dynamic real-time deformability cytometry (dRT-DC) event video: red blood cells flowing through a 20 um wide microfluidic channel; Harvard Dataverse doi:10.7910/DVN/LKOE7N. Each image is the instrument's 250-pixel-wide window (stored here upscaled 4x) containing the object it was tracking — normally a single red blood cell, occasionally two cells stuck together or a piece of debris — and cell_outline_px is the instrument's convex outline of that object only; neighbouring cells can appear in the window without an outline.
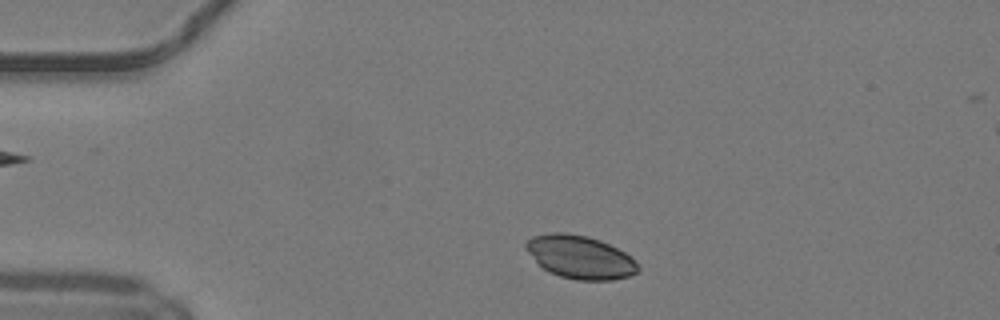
{"species": "common noctule bat (a hibernating species)", "species_latin": "Nyctalus noctula", "temperature_condition": "warm", "stored_images_in_passage": 41, "camera_frame_rate_fps": 3000, "um_per_image_px": 0.085, "animal": {"sex": "male", "body_mass_g": 19.2, "forearm_length_mm": 51.8}, "frame": {"image": 1, "passage_image": 2, "time_ms": 0.333, "image_size_px": [1000, 320], "cell_outline_px": [[640, 272], [628, 276], [612, 280], [576, 280], [560, 276], [548, 272], [524, 248], [524, 244], [532, 236], [548, 232], [564, 232], [588, 236], [600, 240], [632, 256], [636, 260], [640, 268]], "centroid_in_image_um": [49.33, 21.85], "position_along_channel_um": 35.7, "area_um2": 28.32}}
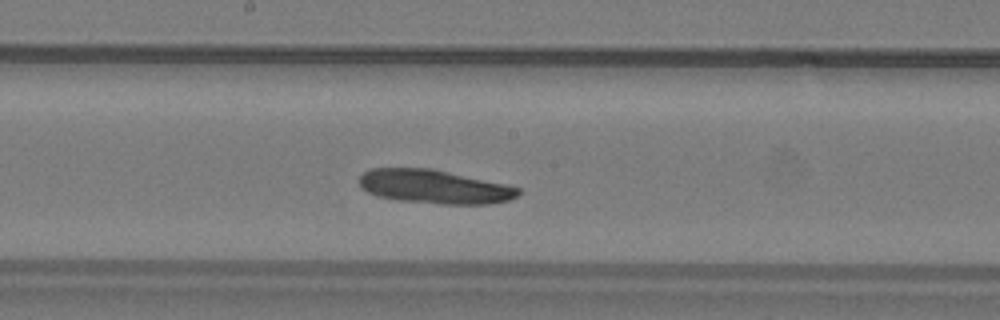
{"frame": {"image": 2, "passage_image": 18, "time_ms": 5.667, "image_size_px": [1000, 320], "cell_outline_px": [[520, 192], [516, 196], [508, 200], [488, 204], [440, 204], [396, 200], [380, 196], [368, 192], [360, 188], [360, 176], [364, 172], [372, 168], [432, 168], [504, 184], [520, 188]], "centroid_in_image_um": [36.89, 15.87], "position_along_channel_um": 211.3, "area_um2": 31.15}}
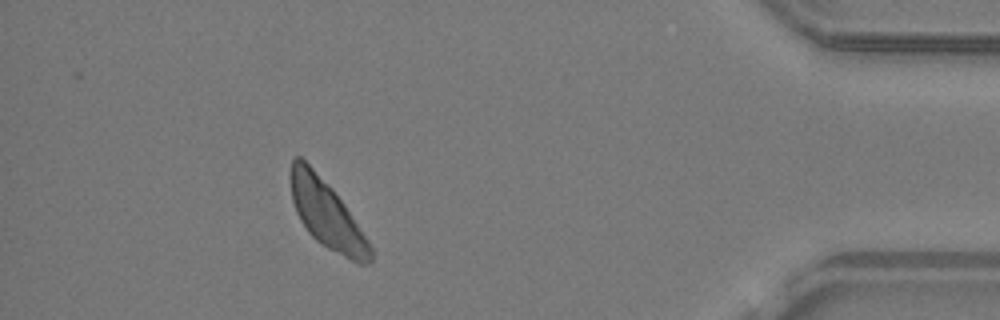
{"frame": {"image": 3, "passage_image": 36, "time_ms": 11.667, "image_size_px": [1000, 320], "cell_outline_px": [[372, 264], [360, 264], [328, 248], [316, 240], [308, 232], [300, 220], [296, 212], [292, 200], [292, 156], [300, 156], [332, 188], [344, 204], [368, 240], [372, 248]], "centroid_in_image_um": [27.79, 18.24], "position_along_channel_um": 407.4, "area_um2": 30.81}}